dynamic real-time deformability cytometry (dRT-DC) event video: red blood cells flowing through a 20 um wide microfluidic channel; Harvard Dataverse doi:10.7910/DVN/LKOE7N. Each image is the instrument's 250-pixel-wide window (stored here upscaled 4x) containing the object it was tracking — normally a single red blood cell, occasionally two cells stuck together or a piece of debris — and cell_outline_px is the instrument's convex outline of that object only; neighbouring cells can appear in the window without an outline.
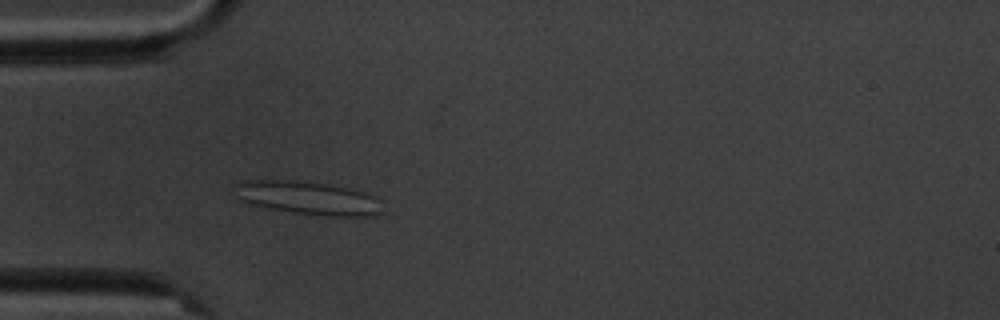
{"species": "common noctule bat (a hibernating species)", "species_latin": "Nyctalus noctula", "temperature_condition": "cold", "stored_images_in_passage": 5, "camera_frame_rate_fps": 3000, "um_per_image_px": 0.085, "animal": {"sex": "male", "body_mass_g": 20.1, "forearm_length_mm": 53.5}, "frame": {"image": 1, "passage_image": 5, "time_ms": 4.667, "image_size_px": [1000, 320], "cell_outline_px": [[380, 212], [364, 216], [328, 216], [296, 212], [268, 208], [252, 204], [240, 200], [236, 196], [232, 184], [240, 180], [292, 180], [324, 184], [348, 188], [364, 192], [376, 196], [380, 200]], "centroid_in_image_um": [26.1, 16.81], "position_along_channel_um": 58.9, "area_um2": 28.44}}